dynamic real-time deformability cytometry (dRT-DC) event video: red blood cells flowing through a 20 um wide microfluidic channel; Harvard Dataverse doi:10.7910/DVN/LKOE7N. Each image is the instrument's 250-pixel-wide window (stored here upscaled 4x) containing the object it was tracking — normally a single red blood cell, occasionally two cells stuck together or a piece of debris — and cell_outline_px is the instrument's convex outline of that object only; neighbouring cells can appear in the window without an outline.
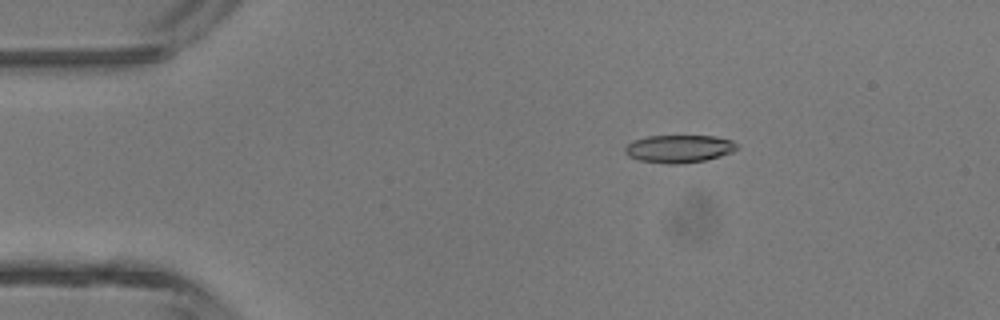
{"species": "common noctule bat (a hibernating species)", "species_latin": "Nyctalus noctula", "temperature_condition": "room temperature", "stored_images_in_passage": 46, "camera_frame_rate_fps": 3000, "um_per_image_px": 0.085, "animal": {"sex": "male", "body_mass_g": 13.3}, "frame": {"image": 1, "passage_image": 8, "time_ms": 2.333, "image_size_px": [1000, 320], "cell_outline_px": [[740, 148], [732, 152], [720, 156], [704, 160], [680, 164], [668, 164], [640, 160], [628, 156], [624, 152], [624, 148], [632, 140], [648, 136], [716, 136], [732, 140]], "centroid_in_image_um": [57.72, 12.64], "position_along_channel_um": 27.3, "area_um2": 18.15}}
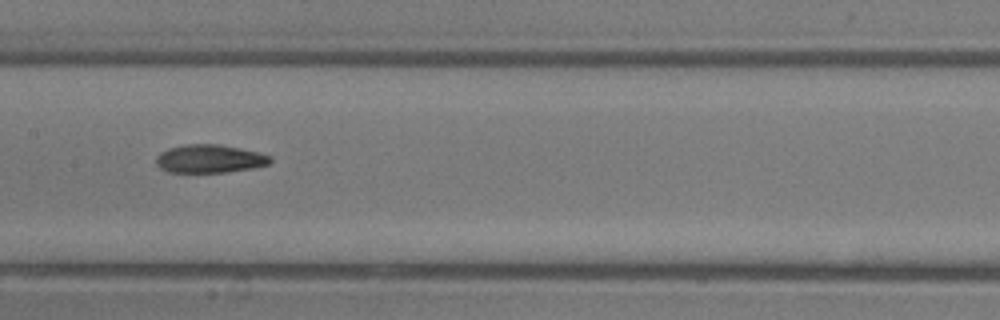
{"frame": {"image": 2, "passage_image": 23, "time_ms": 7.333, "image_size_px": [1000, 320], "cell_outline_px": [[272, 160], [268, 164], [252, 168], [224, 172], [168, 172], [160, 168], [156, 164], [156, 156], [160, 152], [168, 148], [188, 144], [216, 144], [256, 152], [272, 156]], "centroid_in_image_um": [17.77, 13.5], "position_along_channel_um": 189.6, "area_um2": 18.55}}
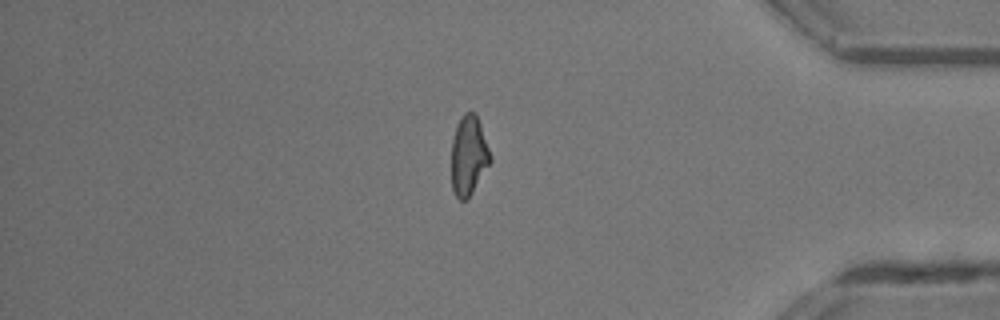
{"frame": {"image": 3, "passage_image": 39, "time_ms": 12.667, "image_size_px": [1000, 320], "cell_outline_px": [[492, 160], [468, 200], [460, 200], [456, 196], [452, 188], [452, 140], [456, 124], [464, 112], [476, 112], [492, 156]], "centroid_in_image_um": [39.85, 13.21], "position_along_channel_um": 395.4, "area_um2": 18.21}, "authors_computed_cell_mechanics": {"area_um2": 18.6405, "velocity_mm_per_s": 4.4664, "shape_relaxation_time_tau1_ms": 6.4848, "shape_relaxation_time_tau2_ms": 3.4282, "deformation_change_tau1": 0.2085, "deformation_change_tau2": 0.1205}}